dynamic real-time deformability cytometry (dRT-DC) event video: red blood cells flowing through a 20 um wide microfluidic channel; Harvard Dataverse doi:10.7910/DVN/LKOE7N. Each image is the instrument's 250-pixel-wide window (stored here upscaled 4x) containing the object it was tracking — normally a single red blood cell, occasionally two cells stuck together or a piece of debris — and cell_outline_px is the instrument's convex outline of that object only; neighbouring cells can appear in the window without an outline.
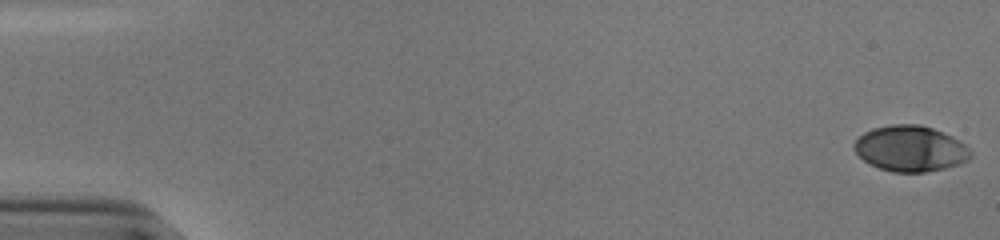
{"species": "human", "species_latin": "Homo sapiens", "temperature_condition": "cold", "stored_images_in_passage": 53, "camera_frame_rate_fps": 3000, "um_per_image_px": 0.085, "donor": {"sex": "male"}, "frame": {"image": 1, "passage_image": 1, "time_ms": 0.0, "image_size_px": [1000, 240], "cell_outline_px": [[972, 156], [968, 160], [944, 168], [924, 172], [892, 172], [868, 164], [852, 148], [852, 144], [864, 132], [872, 128], [892, 124], [916, 124], [932, 128], [964, 144], [972, 152]], "centroid_in_image_um": [77.33, 12.63], "position_along_channel_um": 7.7, "area_um2": 30.75}}
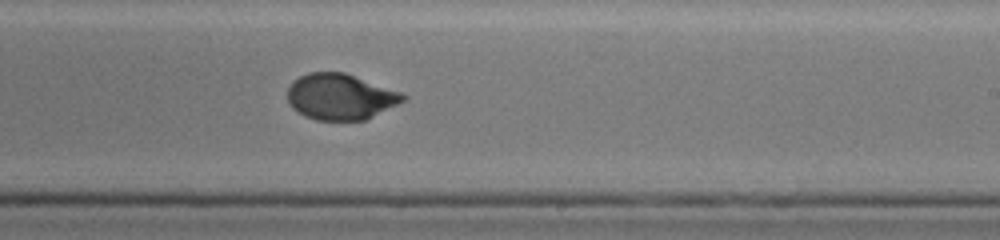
{"frame": {"image": 2, "passage_image": 34, "time_ms": 11.0, "image_size_px": [1000, 240], "cell_outline_px": [[408, 96], [404, 100], [364, 120], [316, 120], [304, 116], [296, 112], [292, 108], [288, 100], [288, 88], [300, 76], [308, 72], [344, 72], [400, 92]], "centroid_in_image_um": [28.89, 8.22], "position_along_channel_um": 260.1, "area_um2": 30.52}}
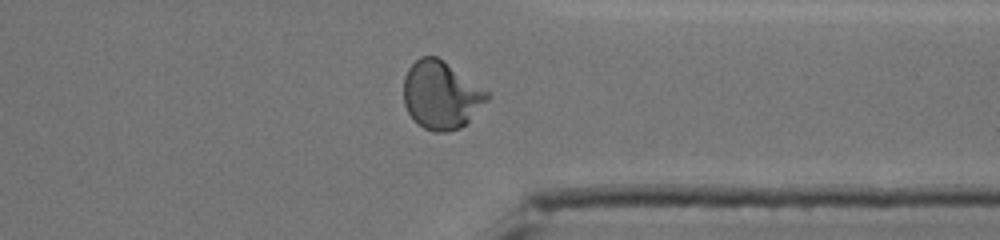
{"frame": {"image": 3, "passage_image": 43, "time_ms": 14.0, "image_size_px": [1000, 240], "cell_outline_px": [[492, 96], [468, 124], [460, 128], [448, 132], [432, 132], [416, 124], [408, 112], [404, 104], [404, 76], [408, 68], [420, 56], [436, 56], [444, 60], [488, 92]], "centroid_in_image_um": [37.5, 8.11], "position_along_channel_um": 373.9, "area_um2": 33.47}, "authors_computed_cell_mechanics": {"area_um2": 31.2698, "velocity_mm_per_s": 3.837, "shape_relaxation_time_tau1_ms": 4.0186, "shape_relaxation_time_tau2_ms": null, "deformation_change_tau1": 0.1862, "deformation_change_tau2": null}}